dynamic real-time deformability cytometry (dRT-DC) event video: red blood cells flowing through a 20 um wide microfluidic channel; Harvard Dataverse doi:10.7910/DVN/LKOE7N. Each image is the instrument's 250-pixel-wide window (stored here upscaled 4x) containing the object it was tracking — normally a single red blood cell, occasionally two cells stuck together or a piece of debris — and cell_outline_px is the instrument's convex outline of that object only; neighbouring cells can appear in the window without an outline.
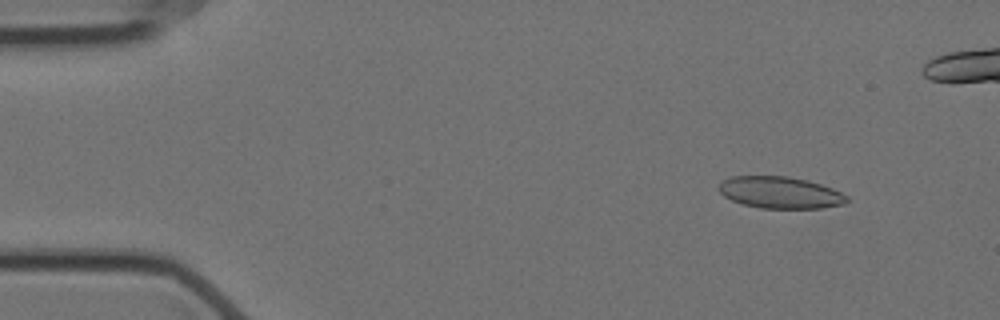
{"species": "Egyptian fruit bat (a non-hibernating species)", "species_latin": "Rousettus aegyptiacus", "temperature_condition": "cold", "stored_images_in_passage": 58, "camera_frame_rate_fps": 3000, "um_per_image_px": 0.085, "animal": {"sex": "female"}, "frame": {"image": 1, "passage_image": 6, "time_ms": 1.667, "image_size_px": [1000, 320], "cell_outline_px": [[852, 200], [844, 204], [820, 208], [760, 208], [744, 204], [732, 200], [724, 196], [720, 192], [720, 184], [724, 180], [732, 176], [788, 176], [808, 180], [832, 188], [848, 196]], "centroid_in_image_um": [66.36, 16.36], "position_along_channel_um": 18.6, "area_um2": 23.64}}
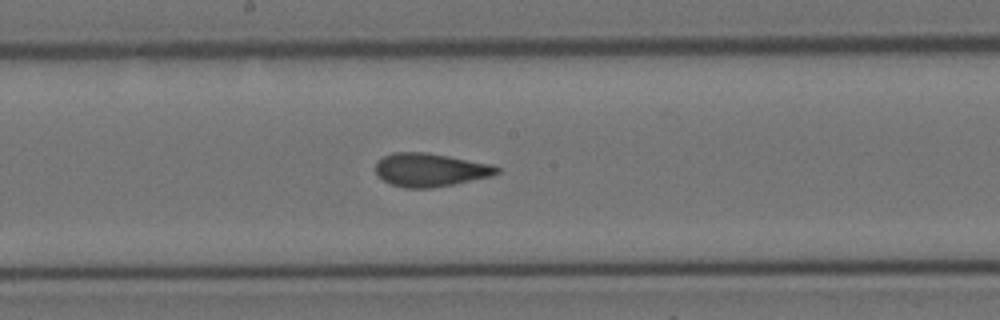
{"frame": {"image": 2, "passage_image": 30, "time_ms": 9.667, "image_size_px": [1000, 320], "cell_outline_px": [[500, 172], [492, 176], [432, 188], [404, 188], [392, 184], [384, 180], [376, 172], [376, 160], [392, 152], [424, 152], [448, 156], [492, 164], [500, 168]], "centroid_in_image_um": [36.57, 14.43], "position_along_channel_um": 211.6, "area_um2": 23.47}}
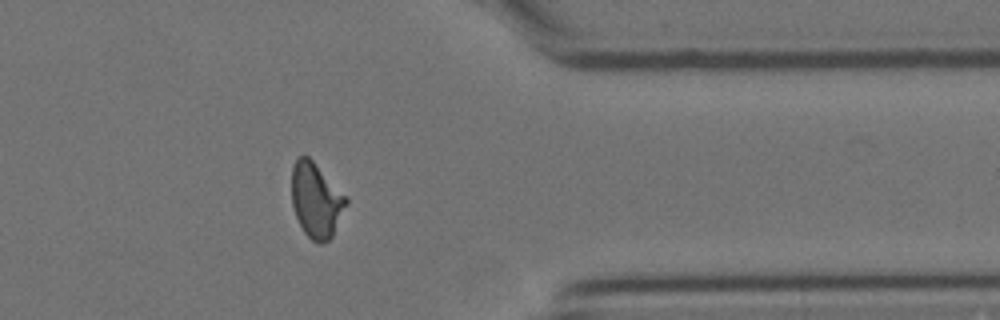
{"frame": {"image": 3, "passage_image": 46, "time_ms": 15.0, "image_size_px": [1000, 320], "cell_outline_px": [[348, 204], [332, 236], [328, 240], [320, 244], [312, 240], [304, 232], [296, 216], [292, 204], [292, 164], [300, 156], [308, 156], [348, 196]], "centroid_in_image_um": [26.89, 17.01], "position_along_channel_um": 384.5, "area_um2": 23.81}, "authors_computed_cell_mechanics": {"area_um2": 23.6113, "velocity_mm_per_s": 3.5175, "shape_relaxation_time_tau1_ms": null, "shape_relaxation_time_tau2_ms": 1.0925, "deformation_change_tau1": null, "deformation_change_tau2": 0.0568}}